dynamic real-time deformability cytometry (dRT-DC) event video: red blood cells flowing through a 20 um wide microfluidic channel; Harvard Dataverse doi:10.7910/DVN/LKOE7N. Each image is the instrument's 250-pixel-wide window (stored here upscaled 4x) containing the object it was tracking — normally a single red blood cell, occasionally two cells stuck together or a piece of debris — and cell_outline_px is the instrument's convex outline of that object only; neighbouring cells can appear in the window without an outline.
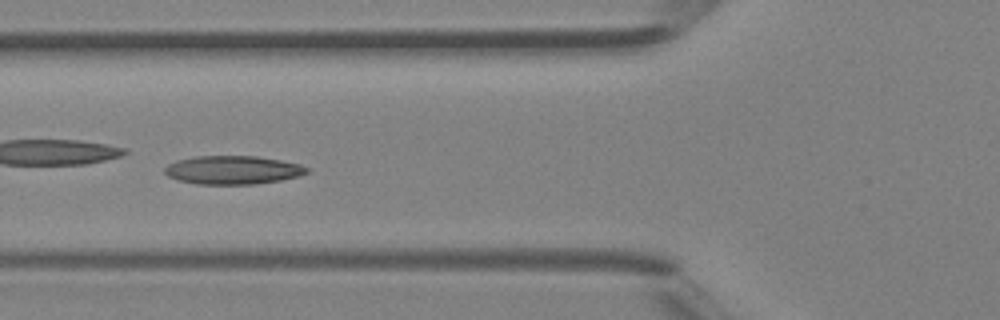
{"species": "Egyptian fruit bat (a non-hibernating species)", "species_latin": "Rousettus aegyptiacus", "temperature_condition": "room temperature", "stored_images_in_passage": 35, "camera_frame_rate_fps": 3000, "um_per_image_px": 0.085, "animal": {"sex": "female"}, "frame": {"image": 1, "passage_image": 6, "time_ms": 1.667, "image_size_px": [1000, 320], "cell_outline_px": [[308, 172], [300, 176], [280, 180], [256, 184], [196, 184], [180, 180], [168, 176], [164, 172], [164, 168], [168, 164], [176, 160], [192, 156], [256, 156], [280, 160], [300, 164], [308, 168]], "centroid_in_image_um": [19.77, 14.44], "position_along_channel_um": 106.0, "area_um2": 23.64}}
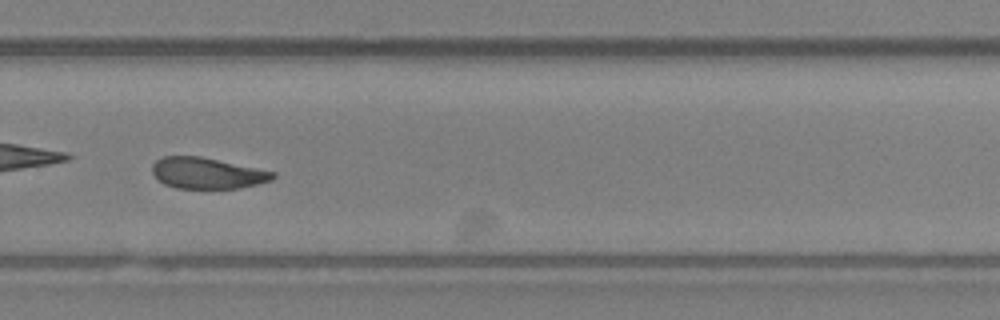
{"frame": {"image": 2, "passage_image": 20, "time_ms": 6.333, "image_size_px": [1000, 320], "cell_outline_px": [[276, 176], [272, 180], [240, 188], [176, 188], [164, 184], [152, 172], [152, 164], [156, 160], [164, 156], [200, 156], [276, 172]], "centroid_in_image_um": [17.61, 14.71], "position_along_channel_um": 312.2, "area_um2": 21.73}}
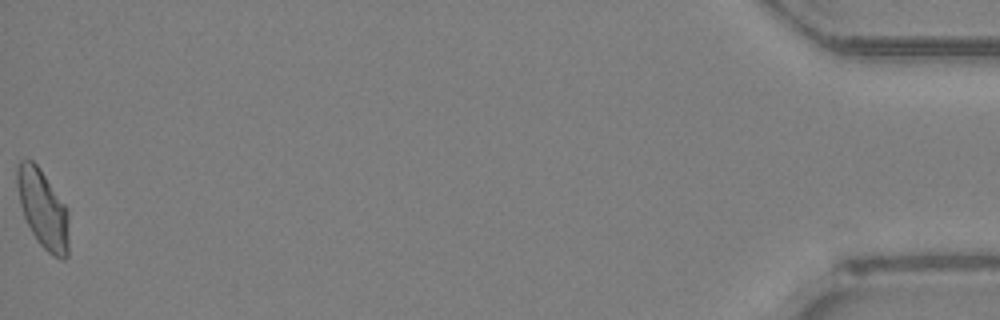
{"frame": {"image": 3, "passage_image": 35, "time_ms": 11.333, "image_size_px": [1000, 320], "cell_outline_px": [[68, 256], [64, 260], [60, 260], [52, 256], [36, 240], [24, 216], [20, 204], [16, 184], [16, 172], [20, 160], [32, 160], [40, 168], [68, 208]], "centroid_in_image_um": [3.66, 17.78], "position_along_channel_um": 431.5, "area_um2": 23.81}, "authors_computed_cell_mechanics": {"area_um2": 23.0044, "velocity_mm_per_s": 4.433, "shape_relaxation_time_tau1_ms": 6.4192, "shape_relaxation_time_tau2_ms": 3.0241, "deformation_change_tau1": 0.1381, "deformation_change_tau2": 0.101}}